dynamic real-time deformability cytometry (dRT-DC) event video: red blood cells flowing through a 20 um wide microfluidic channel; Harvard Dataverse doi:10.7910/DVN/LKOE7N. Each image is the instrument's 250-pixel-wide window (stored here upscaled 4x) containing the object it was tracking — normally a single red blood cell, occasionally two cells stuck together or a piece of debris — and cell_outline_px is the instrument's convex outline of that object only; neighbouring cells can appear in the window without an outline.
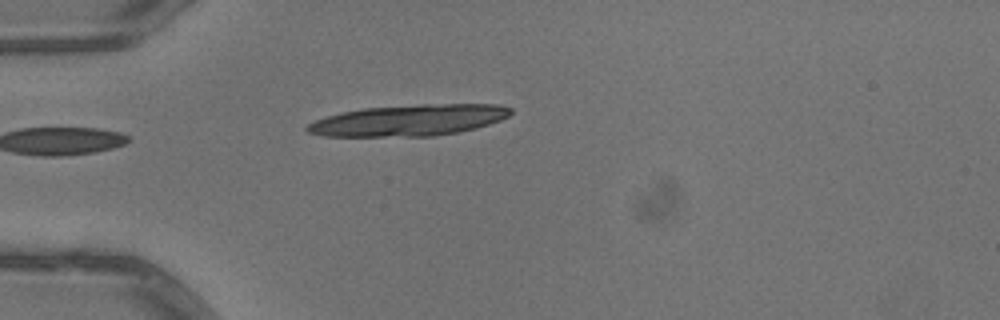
{"species": "common noctule bat (a hibernating species)", "species_latin": "Nyctalus noctula", "temperature_condition": "warm", "stored_images_in_passage": 7, "camera_frame_rate_fps": 3000, "um_per_image_px": 0.085, "animal": {"sex": "male", "body_mass_g": 13.3}, "frame": {"image": 1, "passage_image": 7, "time_ms": 2.0, "image_size_px": [1000, 320], "cell_outline_px": [[512, 112], [508, 116], [500, 120], [476, 128], [460, 132], [436, 136], [324, 136], [308, 132], [304, 128], [308, 124], [316, 120], [340, 112], [364, 108], [420, 104], [496, 104], [512, 108]], "centroid_in_image_um": [34.77, 10.22], "position_along_channel_um": 50.2, "area_um2": 37.05}}